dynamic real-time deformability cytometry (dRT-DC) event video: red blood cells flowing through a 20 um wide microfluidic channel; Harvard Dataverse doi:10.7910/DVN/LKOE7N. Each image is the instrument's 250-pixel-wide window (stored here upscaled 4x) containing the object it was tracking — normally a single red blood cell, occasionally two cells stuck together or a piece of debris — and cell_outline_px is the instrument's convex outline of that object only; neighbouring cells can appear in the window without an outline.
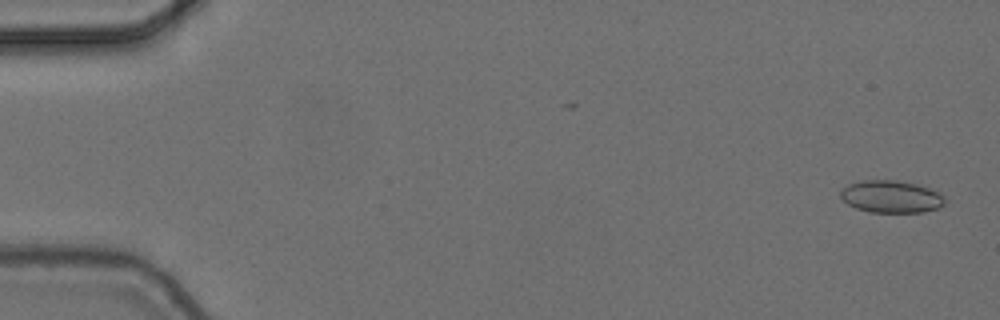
{"species": "common noctule bat (a hibernating species)", "species_latin": "Nyctalus noctula", "temperature_condition": "cold", "stored_images_in_passage": 5, "camera_frame_rate_fps": 3000, "um_per_image_px": 0.085, "animal": {"sex": "female", "body_mass_g": 24.6, "forearm_length_mm": 56.2}, "frame": {"image": 1, "passage_image": 1, "time_ms": 0.0, "image_size_px": [1000, 320], "cell_outline_px": [[944, 204], [940, 208], [924, 212], [868, 212], [856, 208], [848, 204], [840, 196], [840, 192], [848, 184], [860, 180], [896, 180], [916, 184], [940, 192], [944, 196]], "centroid_in_image_um": [75.76, 16.71], "position_along_channel_um": 9.2, "area_um2": 19.71}}
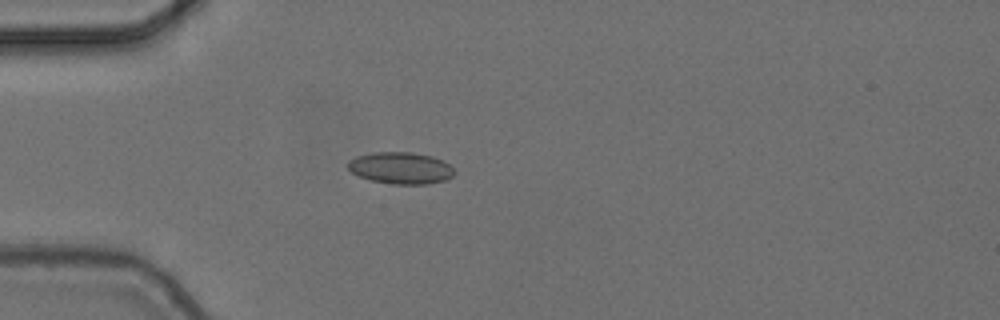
{"frame": {"image": 2, "passage_image": 5, "time_ms": 1.333, "image_size_px": [1000, 320], "cell_outline_px": [[456, 172], [452, 176], [444, 180], [428, 184], [392, 184], [372, 180], [360, 176], [352, 172], [348, 168], [348, 160], [356, 156], [372, 152], [412, 152], [432, 156], [444, 160]], "centroid_in_image_um": [34.07, 14.27], "position_along_channel_um": 50.9, "area_um2": 19.71}}